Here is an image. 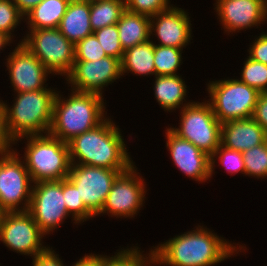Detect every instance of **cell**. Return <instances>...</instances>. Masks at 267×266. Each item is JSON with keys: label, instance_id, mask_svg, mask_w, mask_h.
Listing matches in <instances>:
<instances>
[{"label": "cell", "instance_id": "5bb4252c", "mask_svg": "<svg viewBox=\"0 0 267 266\" xmlns=\"http://www.w3.org/2000/svg\"><path fill=\"white\" fill-rule=\"evenodd\" d=\"M121 76V60L106 56L96 61H74L65 78L73 91L103 95V87L112 84Z\"/></svg>", "mask_w": 267, "mask_h": 266}, {"label": "cell", "instance_id": "7bdbcfd3", "mask_svg": "<svg viewBox=\"0 0 267 266\" xmlns=\"http://www.w3.org/2000/svg\"><path fill=\"white\" fill-rule=\"evenodd\" d=\"M82 1H88V2H92V1H96V0H82Z\"/></svg>", "mask_w": 267, "mask_h": 266}, {"label": "cell", "instance_id": "9c48e42d", "mask_svg": "<svg viewBox=\"0 0 267 266\" xmlns=\"http://www.w3.org/2000/svg\"><path fill=\"white\" fill-rule=\"evenodd\" d=\"M18 155L19 153L13 149L0 153V210L2 212L28 211L30 206L34 184L24 161L22 162V158Z\"/></svg>", "mask_w": 267, "mask_h": 266}, {"label": "cell", "instance_id": "cb8c5ba5", "mask_svg": "<svg viewBox=\"0 0 267 266\" xmlns=\"http://www.w3.org/2000/svg\"><path fill=\"white\" fill-rule=\"evenodd\" d=\"M129 71V72H128ZM135 75H155L154 43L152 40L124 50L121 60V73Z\"/></svg>", "mask_w": 267, "mask_h": 266}, {"label": "cell", "instance_id": "6da1fadb", "mask_svg": "<svg viewBox=\"0 0 267 266\" xmlns=\"http://www.w3.org/2000/svg\"><path fill=\"white\" fill-rule=\"evenodd\" d=\"M203 227L198 225L196 229L184 232L154 247L152 250L154 265L214 266L226 258L229 259L231 255L244 251V248L246 251V247L235 246L234 243L231 244L207 227Z\"/></svg>", "mask_w": 267, "mask_h": 266}, {"label": "cell", "instance_id": "603a6c76", "mask_svg": "<svg viewBox=\"0 0 267 266\" xmlns=\"http://www.w3.org/2000/svg\"><path fill=\"white\" fill-rule=\"evenodd\" d=\"M70 0H43L25 16L29 30L58 28Z\"/></svg>", "mask_w": 267, "mask_h": 266}, {"label": "cell", "instance_id": "1f68e13d", "mask_svg": "<svg viewBox=\"0 0 267 266\" xmlns=\"http://www.w3.org/2000/svg\"><path fill=\"white\" fill-rule=\"evenodd\" d=\"M107 56L122 60L124 50L119 40L117 25L106 26L93 32Z\"/></svg>", "mask_w": 267, "mask_h": 266}, {"label": "cell", "instance_id": "8992f818", "mask_svg": "<svg viewBox=\"0 0 267 266\" xmlns=\"http://www.w3.org/2000/svg\"><path fill=\"white\" fill-rule=\"evenodd\" d=\"M208 99L213 113L222 124L231 120L250 118L260 92L239 79L209 81Z\"/></svg>", "mask_w": 267, "mask_h": 266}, {"label": "cell", "instance_id": "e575fe53", "mask_svg": "<svg viewBox=\"0 0 267 266\" xmlns=\"http://www.w3.org/2000/svg\"><path fill=\"white\" fill-rule=\"evenodd\" d=\"M170 5V0H125L128 11L149 17L173 6Z\"/></svg>", "mask_w": 267, "mask_h": 266}, {"label": "cell", "instance_id": "ffe728a7", "mask_svg": "<svg viewBox=\"0 0 267 266\" xmlns=\"http://www.w3.org/2000/svg\"><path fill=\"white\" fill-rule=\"evenodd\" d=\"M58 29L74 45L93 34L90 23V2L70 0Z\"/></svg>", "mask_w": 267, "mask_h": 266}, {"label": "cell", "instance_id": "7c38bea8", "mask_svg": "<svg viewBox=\"0 0 267 266\" xmlns=\"http://www.w3.org/2000/svg\"><path fill=\"white\" fill-rule=\"evenodd\" d=\"M34 184L28 212L46 236L70 217L64 203L62 180Z\"/></svg>", "mask_w": 267, "mask_h": 266}, {"label": "cell", "instance_id": "4dcf8cb0", "mask_svg": "<svg viewBox=\"0 0 267 266\" xmlns=\"http://www.w3.org/2000/svg\"><path fill=\"white\" fill-rule=\"evenodd\" d=\"M211 157V177L213 176L214 164L218 157L220 164L226 169L229 174L242 173L245 174V164L243 160V153L236 150L225 148L219 145Z\"/></svg>", "mask_w": 267, "mask_h": 266}, {"label": "cell", "instance_id": "f35d334b", "mask_svg": "<svg viewBox=\"0 0 267 266\" xmlns=\"http://www.w3.org/2000/svg\"><path fill=\"white\" fill-rule=\"evenodd\" d=\"M252 118L267 132V92L260 93Z\"/></svg>", "mask_w": 267, "mask_h": 266}, {"label": "cell", "instance_id": "83f0119b", "mask_svg": "<svg viewBox=\"0 0 267 266\" xmlns=\"http://www.w3.org/2000/svg\"><path fill=\"white\" fill-rule=\"evenodd\" d=\"M62 190L68 214L72 215L75 224L95 217L85 207L83 201H79L78 189L68 178L62 180Z\"/></svg>", "mask_w": 267, "mask_h": 266}, {"label": "cell", "instance_id": "b9f144b4", "mask_svg": "<svg viewBox=\"0 0 267 266\" xmlns=\"http://www.w3.org/2000/svg\"><path fill=\"white\" fill-rule=\"evenodd\" d=\"M12 42V38L5 34L4 32L0 31V51L3 50V48L10 45ZM9 44V45H8Z\"/></svg>", "mask_w": 267, "mask_h": 266}, {"label": "cell", "instance_id": "d590c367", "mask_svg": "<svg viewBox=\"0 0 267 266\" xmlns=\"http://www.w3.org/2000/svg\"><path fill=\"white\" fill-rule=\"evenodd\" d=\"M262 32L248 49L249 58L267 65V33Z\"/></svg>", "mask_w": 267, "mask_h": 266}, {"label": "cell", "instance_id": "44dd1931", "mask_svg": "<svg viewBox=\"0 0 267 266\" xmlns=\"http://www.w3.org/2000/svg\"><path fill=\"white\" fill-rule=\"evenodd\" d=\"M187 86L182 77L178 75H161L155 76L154 95L159 105L164 111L183 109L190 104L185 100L187 93ZM184 100V101H183ZM183 104V102H185ZM183 107H181V106Z\"/></svg>", "mask_w": 267, "mask_h": 266}, {"label": "cell", "instance_id": "d6a6232c", "mask_svg": "<svg viewBox=\"0 0 267 266\" xmlns=\"http://www.w3.org/2000/svg\"><path fill=\"white\" fill-rule=\"evenodd\" d=\"M74 52L75 61H96L107 56L94 34L77 42Z\"/></svg>", "mask_w": 267, "mask_h": 266}, {"label": "cell", "instance_id": "60d3db41", "mask_svg": "<svg viewBox=\"0 0 267 266\" xmlns=\"http://www.w3.org/2000/svg\"><path fill=\"white\" fill-rule=\"evenodd\" d=\"M72 266H97V255L92 253L84 255V257L80 258Z\"/></svg>", "mask_w": 267, "mask_h": 266}, {"label": "cell", "instance_id": "7a4b0ae2", "mask_svg": "<svg viewBox=\"0 0 267 266\" xmlns=\"http://www.w3.org/2000/svg\"><path fill=\"white\" fill-rule=\"evenodd\" d=\"M71 164L129 169L131 160L120 129L109 118L68 142Z\"/></svg>", "mask_w": 267, "mask_h": 266}, {"label": "cell", "instance_id": "ac0fdd59", "mask_svg": "<svg viewBox=\"0 0 267 266\" xmlns=\"http://www.w3.org/2000/svg\"><path fill=\"white\" fill-rule=\"evenodd\" d=\"M188 15L182 8L172 6L150 17V36H157L159 43L154 44L179 49L186 47L192 39Z\"/></svg>", "mask_w": 267, "mask_h": 266}, {"label": "cell", "instance_id": "ab89813d", "mask_svg": "<svg viewBox=\"0 0 267 266\" xmlns=\"http://www.w3.org/2000/svg\"><path fill=\"white\" fill-rule=\"evenodd\" d=\"M43 0H13L17 9L25 16L30 10L40 4Z\"/></svg>", "mask_w": 267, "mask_h": 266}, {"label": "cell", "instance_id": "4316f807", "mask_svg": "<svg viewBox=\"0 0 267 266\" xmlns=\"http://www.w3.org/2000/svg\"><path fill=\"white\" fill-rule=\"evenodd\" d=\"M182 51L176 47L154 44L155 76L177 75L182 62Z\"/></svg>", "mask_w": 267, "mask_h": 266}, {"label": "cell", "instance_id": "836d02e7", "mask_svg": "<svg viewBox=\"0 0 267 266\" xmlns=\"http://www.w3.org/2000/svg\"><path fill=\"white\" fill-rule=\"evenodd\" d=\"M24 15L17 9L13 0H0V31L13 38L14 29L19 26Z\"/></svg>", "mask_w": 267, "mask_h": 266}, {"label": "cell", "instance_id": "8d00e7d4", "mask_svg": "<svg viewBox=\"0 0 267 266\" xmlns=\"http://www.w3.org/2000/svg\"><path fill=\"white\" fill-rule=\"evenodd\" d=\"M11 144L15 142L11 139L7 127H6V117H5V108L3 101H0V153L12 150L13 147Z\"/></svg>", "mask_w": 267, "mask_h": 266}, {"label": "cell", "instance_id": "9a60e30c", "mask_svg": "<svg viewBox=\"0 0 267 266\" xmlns=\"http://www.w3.org/2000/svg\"><path fill=\"white\" fill-rule=\"evenodd\" d=\"M13 52L6 59L10 83L16 93L42 90L51 72L22 43H17ZM46 85V86H44Z\"/></svg>", "mask_w": 267, "mask_h": 266}, {"label": "cell", "instance_id": "f546056e", "mask_svg": "<svg viewBox=\"0 0 267 266\" xmlns=\"http://www.w3.org/2000/svg\"><path fill=\"white\" fill-rule=\"evenodd\" d=\"M239 80L260 93L267 92V65L248 57L244 62L241 79Z\"/></svg>", "mask_w": 267, "mask_h": 266}, {"label": "cell", "instance_id": "ba28073f", "mask_svg": "<svg viewBox=\"0 0 267 266\" xmlns=\"http://www.w3.org/2000/svg\"><path fill=\"white\" fill-rule=\"evenodd\" d=\"M24 44L55 75L67 76L75 61V45L58 28L29 30Z\"/></svg>", "mask_w": 267, "mask_h": 266}, {"label": "cell", "instance_id": "d4e9b609", "mask_svg": "<svg viewBox=\"0 0 267 266\" xmlns=\"http://www.w3.org/2000/svg\"><path fill=\"white\" fill-rule=\"evenodd\" d=\"M125 9V0H96L90 2V23L93 32L116 24Z\"/></svg>", "mask_w": 267, "mask_h": 266}, {"label": "cell", "instance_id": "d6986e66", "mask_svg": "<svg viewBox=\"0 0 267 266\" xmlns=\"http://www.w3.org/2000/svg\"><path fill=\"white\" fill-rule=\"evenodd\" d=\"M267 141V132L252 118L231 120L221 125V145L244 152Z\"/></svg>", "mask_w": 267, "mask_h": 266}, {"label": "cell", "instance_id": "52a82bcc", "mask_svg": "<svg viewBox=\"0 0 267 266\" xmlns=\"http://www.w3.org/2000/svg\"><path fill=\"white\" fill-rule=\"evenodd\" d=\"M179 128L169 129L178 137L188 140L211 156L221 144V123L210 103L191 102L180 112Z\"/></svg>", "mask_w": 267, "mask_h": 266}, {"label": "cell", "instance_id": "8fae6325", "mask_svg": "<svg viewBox=\"0 0 267 266\" xmlns=\"http://www.w3.org/2000/svg\"><path fill=\"white\" fill-rule=\"evenodd\" d=\"M44 235L28 211L2 212L0 241L10 250L34 258L49 248L42 244Z\"/></svg>", "mask_w": 267, "mask_h": 266}, {"label": "cell", "instance_id": "3957f363", "mask_svg": "<svg viewBox=\"0 0 267 266\" xmlns=\"http://www.w3.org/2000/svg\"><path fill=\"white\" fill-rule=\"evenodd\" d=\"M57 91L52 113L49 134L68 143L75 136L89 131L101 124L107 117L104 98L97 93L71 90L69 98ZM105 114V115H104ZM105 116V117H104Z\"/></svg>", "mask_w": 267, "mask_h": 266}, {"label": "cell", "instance_id": "5b68a950", "mask_svg": "<svg viewBox=\"0 0 267 266\" xmlns=\"http://www.w3.org/2000/svg\"><path fill=\"white\" fill-rule=\"evenodd\" d=\"M26 138L24 163L34 183L41 181H60L68 177L71 167L68 143L47 133L30 135Z\"/></svg>", "mask_w": 267, "mask_h": 266}, {"label": "cell", "instance_id": "e0dca14e", "mask_svg": "<svg viewBox=\"0 0 267 266\" xmlns=\"http://www.w3.org/2000/svg\"><path fill=\"white\" fill-rule=\"evenodd\" d=\"M166 147L176 167L195 181L211 178V157L188 140L182 139L166 127Z\"/></svg>", "mask_w": 267, "mask_h": 266}, {"label": "cell", "instance_id": "74e56055", "mask_svg": "<svg viewBox=\"0 0 267 266\" xmlns=\"http://www.w3.org/2000/svg\"><path fill=\"white\" fill-rule=\"evenodd\" d=\"M32 260L33 266H64L59 255L50 247L43 253L32 258Z\"/></svg>", "mask_w": 267, "mask_h": 266}, {"label": "cell", "instance_id": "484cf974", "mask_svg": "<svg viewBox=\"0 0 267 266\" xmlns=\"http://www.w3.org/2000/svg\"><path fill=\"white\" fill-rule=\"evenodd\" d=\"M150 250L148 255H143L139 247L133 246V248H121L112 257L98 254L97 266H154L152 248Z\"/></svg>", "mask_w": 267, "mask_h": 266}, {"label": "cell", "instance_id": "f1b7e54d", "mask_svg": "<svg viewBox=\"0 0 267 266\" xmlns=\"http://www.w3.org/2000/svg\"><path fill=\"white\" fill-rule=\"evenodd\" d=\"M245 176L267 178V141L243 152Z\"/></svg>", "mask_w": 267, "mask_h": 266}, {"label": "cell", "instance_id": "277c9868", "mask_svg": "<svg viewBox=\"0 0 267 266\" xmlns=\"http://www.w3.org/2000/svg\"><path fill=\"white\" fill-rule=\"evenodd\" d=\"M56 91L51 88L16 93L11 107L4 103L6 127L11 139L49 132Z\"/></svg>", "mask_w": 267, "mask_h": 266}, {"label": "cell", "instance_id": "4fadbf2b", "mask_svg": "<svg viewBox=\"0 0 267 266\" xmlns=\"http://www.w3.org/2000/svg\"><path fill=\"white\" fill-rule=\"evenodd\" d=\"M133 164L127 171L122 172L114 181L108 193L105 204L98 215L107 213L111 217H130L139 213L143 207L145 197L144 179L138 176L137 168ZM136 168V169H135Z\"/></svg>", "mask_w": 267, "mask_h": 266}, {"label": "cell", "instance_id": "30bf717a", "mask_svg": "<svg viewBox=\"0 0 267 266\" xmlns=\"http://www.w3.org/2000/svg\"><path fill=\"white\" fill-rule=\"evenodd\" d=\"M128 169L71 164L68 179L78 189L79 201L94 215L101 212L116 178Z\"/></svg>", "mask_w": 267, "mask_h": 266}, {"label": "cell", "instance_id": "2e32d148", "mask_svg": "<svg viewBox=\"0 0 267 266\" xmlns=\"http://www.w3.org/2000/svg\"><path fill=\"white\" fill-rule=\"evenodd\" d=\"M217 17L226 33L239 32L267 20V0H216Z\"/></svg>", "mask_w": 267, "mask_h": 266}, {"label": "cell", "instance_id": "7402d4cb", "mask_svg": "<svg viewBox=\"0 0 267 266\" xmlns=\"http://www.w3.org/2000/svg\"><path fill=\"white\" fill-rule=\"evenodd\" d=\"M116 25L123 50L151 40L149 16L125 9Z\"/></svg>", "mask_w": 267, "mask_h": 266}]
</instances>
